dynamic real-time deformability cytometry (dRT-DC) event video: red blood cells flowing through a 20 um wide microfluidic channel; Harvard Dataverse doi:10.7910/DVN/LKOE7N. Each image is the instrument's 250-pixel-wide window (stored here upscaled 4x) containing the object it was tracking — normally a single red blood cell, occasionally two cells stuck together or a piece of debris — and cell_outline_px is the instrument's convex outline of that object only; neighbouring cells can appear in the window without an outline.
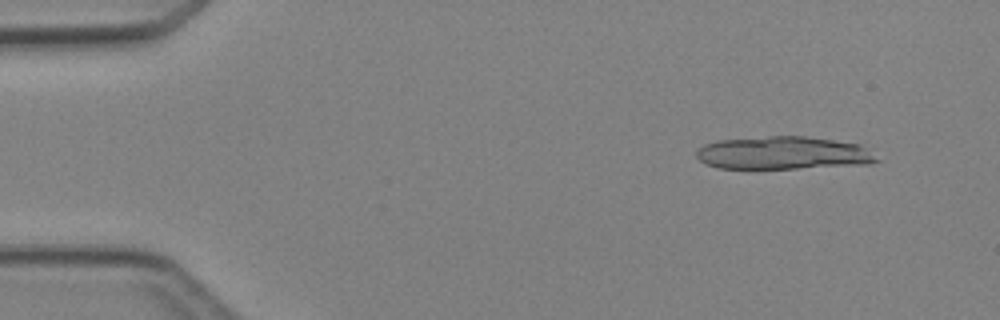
{"species": "Egyptian fruit bat (a non-hibernating species)", "species_latin": "Rousettus aegyptiacus", "temperature_condition": "cold", "stored_images_in_passage": 3, "camera_frame_rate_fps": 3000, "um_per_image_px": 0.085, "animal": {"sex": "female"}, "frame": {"image": 1, "passage_image": 1, "time_ms": 0.0, "image_size_px": [1000, 320], "cell_outline_px": [[880, 160], [868, 164], [796, 168], [716, 168], [700, 160], [696, 156], [696, 152], [704, 144], [716, 140], [768, 136], [808, 136], [860, 144]], "centroid_in_image_um": [66.56, 12.99], "position_along_channel_um": 18.4, "area_um2": 34.45}}